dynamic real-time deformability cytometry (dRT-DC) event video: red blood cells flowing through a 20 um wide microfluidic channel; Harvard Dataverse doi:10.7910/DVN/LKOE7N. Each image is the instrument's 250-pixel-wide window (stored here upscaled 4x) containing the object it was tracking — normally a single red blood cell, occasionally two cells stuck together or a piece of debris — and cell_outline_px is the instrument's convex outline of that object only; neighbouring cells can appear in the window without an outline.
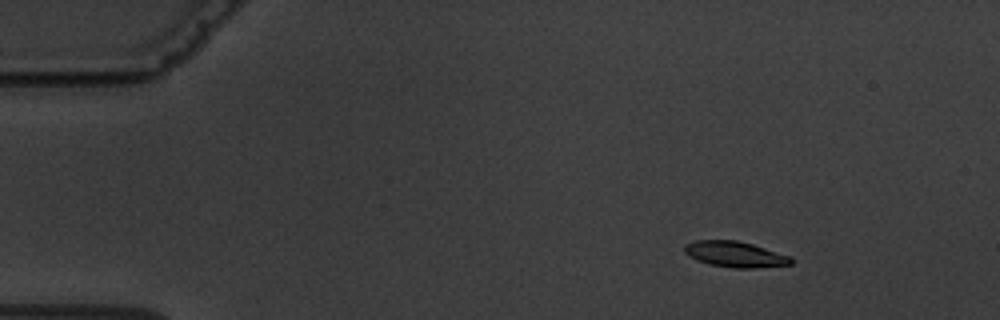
{"species": "common noctule bat (a hibernating species)", "species_latin": "Nyctalus noctula", "temperature_condition": "warm", "stored_images_in_passage": 8, "camera_frame_rate_fps": 3000, "um_per_image_px": 0.085, "animal": {"sex": "male", "body_mass_g": 19.5, "forearm_length_mm": 54.6}, "frame": {"image": 1, "passage_image": 3, "time_ms": 2.333, "image_size_px": [1000, 320], "cell_outline_px": [[792, 264], [752, 268], [732, 268], [708, 264], [696, 260], [688, 256], [684, 252], [684, 244], [696, 240], [736, 240], [752, 244], [792, 256]], "centroid_in_image_um": [62.46, 21.61], "position_along_channel_um": 22.5, "area_um2": 16.13}}
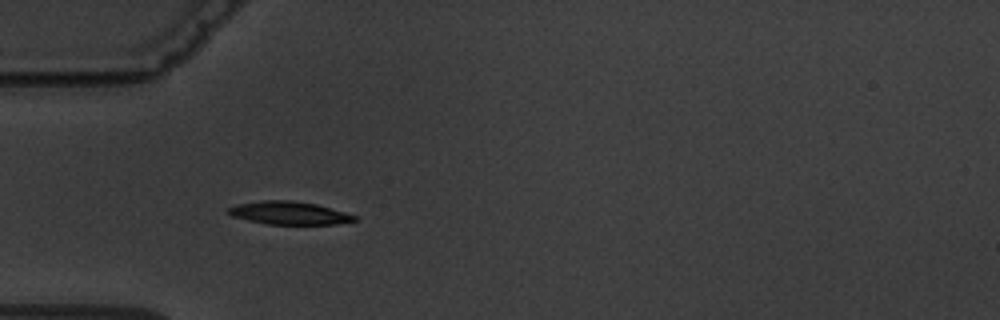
{"frame": {"image": 2, "passage_image": 6, "time_ms": 5.667, "image_size_px": [1000, 320], "cell_outline_px": [[356, 220], [336, 224], [268, 224], [248, 220], [232, 216], [224, 212], [228, 208], [240, 204], [264, 200], [292, 200], [316, 204], [344, 212], [356, 216]], "centroid_in_image_um": [24.54, 18.1], "position_along_channel_um": 60.5, "area_um2": 16.7}}
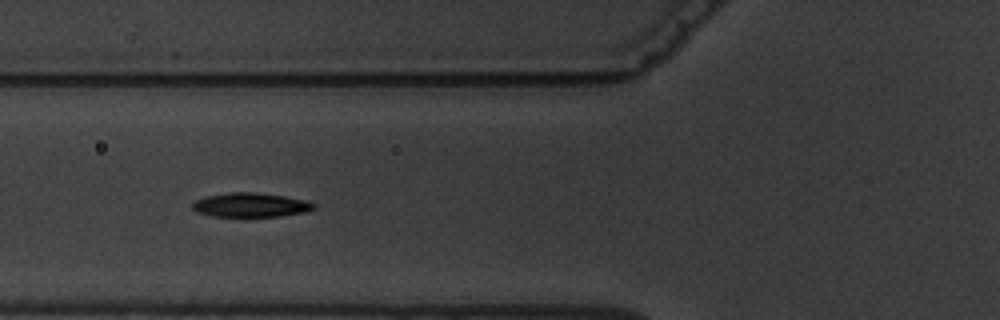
{"frame": {"image": 3, "passage_image": 7, "time_ms": 7.0, "image_size_px": [1000, 320], "cell_outline_px": [[316, 208], [304, 212], [280, 216], [212, 216], [196, 212], [192, 208], [192, 204], [196, 200], [204, 196], [228, 192], [256, 192], [284, 196], [304, 200], [316, 204]], "centroid_in_image_um": [21.27, 17.41], "position_along_channel_um": 104.5, "area_um2": 17.11}}